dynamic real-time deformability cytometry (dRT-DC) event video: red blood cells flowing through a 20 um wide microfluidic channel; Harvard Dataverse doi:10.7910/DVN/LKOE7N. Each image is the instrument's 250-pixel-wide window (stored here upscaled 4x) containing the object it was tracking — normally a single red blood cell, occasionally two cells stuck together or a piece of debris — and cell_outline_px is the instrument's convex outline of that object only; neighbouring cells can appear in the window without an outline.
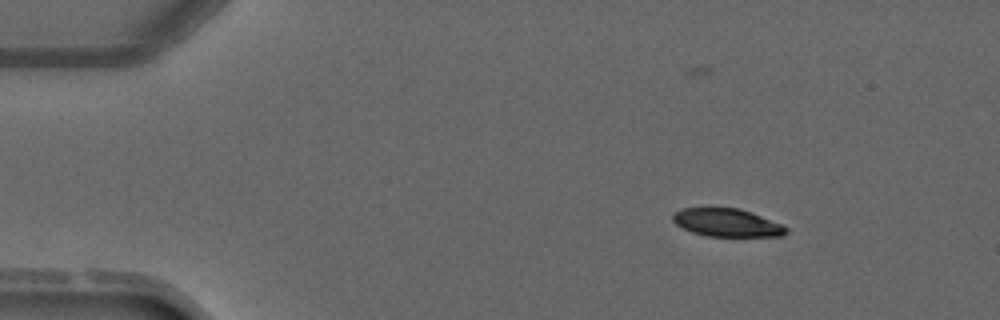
{"species": "common noctule bat (a hibernating species)", "species_latin": "Nyctalus noctula", "temperature_condition": "warm", "stored_images_in_passage": 3, "camera_frame_rate_fps": 3000, "um_per_image_px": 0.085, "animal": {"sex": "male", "forearm_length_mm": 52.5}, "frame": {"image": 1, "passage_image": 1, "time_ms": 0.0, "image_size_px": [1000, 320], "cell_outline_px": [[788, 232], [784, 236], [708, 236], [692, 232], [676, 224], [672, 220], [672, 212], [680, 208], [740, 208], [752, 212], [780, 224], [788, 228]], "centroid_in_image_um": [61.77, 18.92], "position_along_channel_um": 23.2, "area_um2": 18.5}}
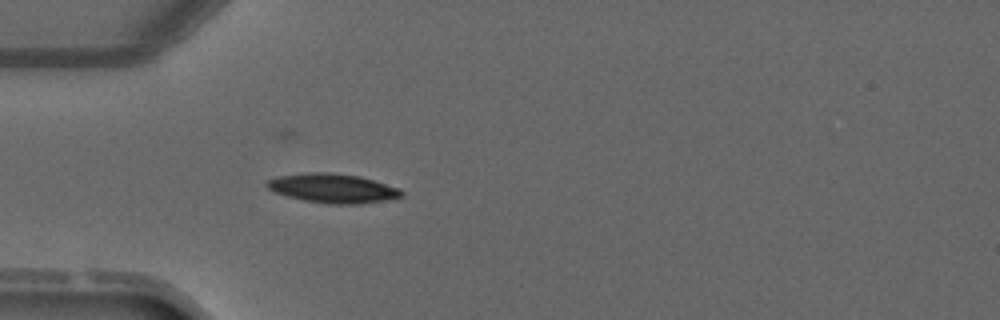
{"frame": {"image": 2, "passage_image": 3, "time_ms": 2.333, "image_size_px": [1000, 320], "cell_outline_px": [[404, 196], [396, 200], [360, 204], [332, 204], [304, 200], [288, 196], [276, 192], [268, 188], [264, 184], [268, 180], [276, 176], [304, 172], [332, 172], [360, 176], [400, 188], [404, 192]], "centroid_in_image_um": [28.36, 16.0], "position_along_channel_um": 56.6, "area_um2": 23.35}}